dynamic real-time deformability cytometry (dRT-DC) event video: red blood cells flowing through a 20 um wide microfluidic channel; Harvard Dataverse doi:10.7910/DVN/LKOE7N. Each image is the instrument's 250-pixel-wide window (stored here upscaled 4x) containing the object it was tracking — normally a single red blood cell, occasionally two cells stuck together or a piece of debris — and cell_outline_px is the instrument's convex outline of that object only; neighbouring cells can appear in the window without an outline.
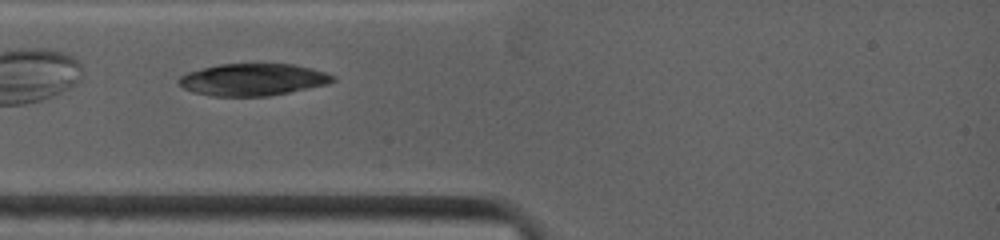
{"species": "common noctule bat (a hibernating species)", "species_latin": "Nyctalus noctula", "temperature_condition": "warm", "stored_images_in_passage": 2, "camera_frame_rate_fps": 4500, "um_per_image_px": 0.085, "animal": {"sex": "female", "body_mass_g": 19.0, "forearm_length_mm": 53.3}, "frame": {"image": 1, "passage_image": 1, "time_ms": 0.0, "image_size_px": [1000, 240], "cell_outline_px": [[336, 80], [328, 84], [268, 96], [212, 96], [192, 92], [184, 88], [176, 80], [180, 76], [188, 72], [220, 64], [292, 64], [312, 68], [336, 76]], "centroid_in_image_um": [21.5, 6.77], "position_along_channel_um": 63.5, "area_um2": 28.67}}